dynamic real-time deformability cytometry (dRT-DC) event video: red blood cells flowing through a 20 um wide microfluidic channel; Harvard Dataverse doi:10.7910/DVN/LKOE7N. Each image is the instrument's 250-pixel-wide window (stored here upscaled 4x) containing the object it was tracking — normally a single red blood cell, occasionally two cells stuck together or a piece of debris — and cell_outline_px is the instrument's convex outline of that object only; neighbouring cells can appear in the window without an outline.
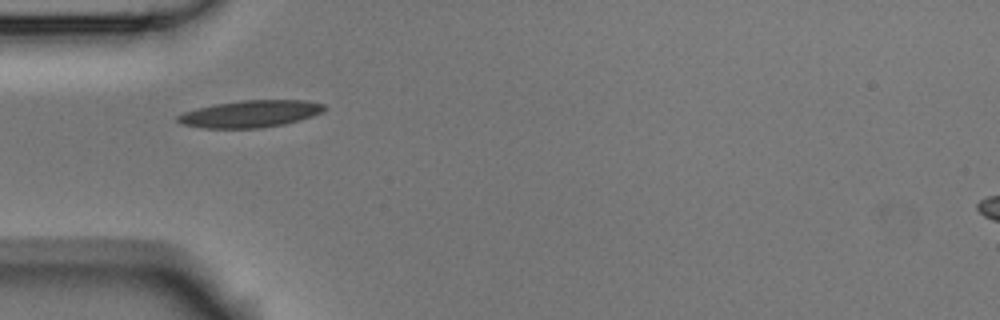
{"species": "Egyptian fruit bat (a non-hibernating species)", "species_latin": "Rousettus aegyptiacus", "temperature_condition": "room temperature", "stored_images_in_passage": 2, "camera_frame_rate_fps": 3000, "um_per_image_px": 0.085, "animal": {"sex": "male"}, "frame": {"image": 1, "passage_image": 1, "time_ms": 0.0, "image_size_px": [1000, 320], "cell_outline_px": [[324, 108], [320, 112], [312, 116], [300, 120], [284, 124], [264, 128], [204, 128], [180, 124], [176, 120], [176, 116], [184, 112], [196, 108], [216, 104], [240, 100], [304, 100], [324, 104]], "centroid_in_image_um": [21.23, 9.68], "position_along_channel_um": 63.8, "area_um2": 23.06}}
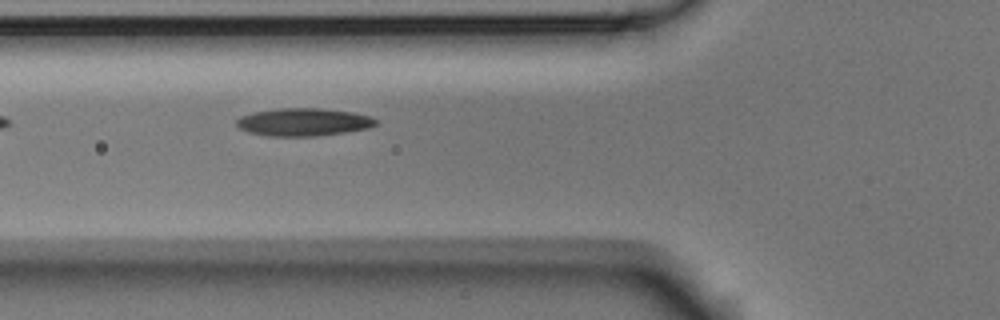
{"frame": {"image": 2, "passage_image": 2, "time_ms": 0.333, "image_size_px": [1000, 320], "cell_outline_px": [[376, 124], [372, 128], [316, 136], [268, 136], [248, 132], [240, 128], [236, 124], [236, 120], [240, 116], [252, 112], [280, 108], [320, 108], [352, 112], [372, 116], [376, 120]], "centroid_in_image_um": [25.8, 10.37], "position_along_channel_um": 100.0, "area_um2": 22.66}}